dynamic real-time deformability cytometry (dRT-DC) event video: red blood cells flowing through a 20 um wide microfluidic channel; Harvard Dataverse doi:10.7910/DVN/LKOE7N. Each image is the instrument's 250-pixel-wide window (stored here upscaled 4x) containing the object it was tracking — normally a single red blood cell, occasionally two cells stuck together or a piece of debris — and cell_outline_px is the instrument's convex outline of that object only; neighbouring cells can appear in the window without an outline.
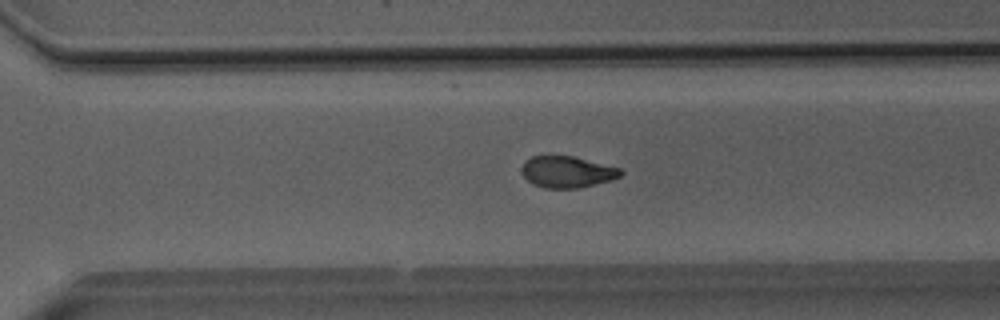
{"species": "Egyptian fruit bat (a non-hibernating species)", "species_latin": "Rousettus aegyptiacus", "temperature_condition": "room temperature", "stored_images_in_passage": 40, "camera_frame_rate_fps": 3000, "um_per_image_px": 0.085, "animal": {"sex": "male"}, "frame": {"image": 1, "passage_image": 25, "time_ms": 8.0, "image_size_px": [1000, 320], "cell_outline_px": [[624, 172], [620, 176], [612, 180], [576, 188], [544, 188], [532, 184], [524, 176], [524, 160], [532, 156], [572, 156], [620, 168]], "centroid_in_image_um": [48.22, 14.61], "position_along_channel_um": 322.4, "area_um2": 17.86}}
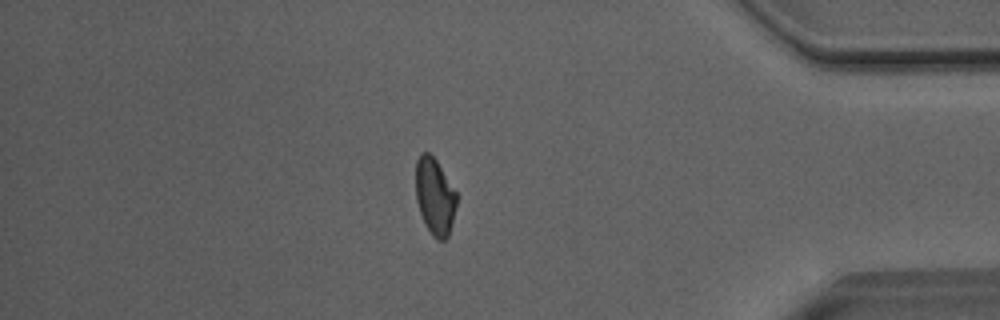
{"frame": {"image": 2, "passage_image": 33, "time_ms": 10.667, "image_size_px": [1000, 320], "cell_outline_px": [[456, 204], [452, 224], [448, 236], [444, 240], [436, 240], [432, 236], [424, 224], [416, 200], [416, 160], [420, 152], [428, 152], [436, 160], [456, 192]], "centroid_in_image_um": [36.94, 16.71], "position_along_channel_um": 398.3, "area_um2": 18.26}}
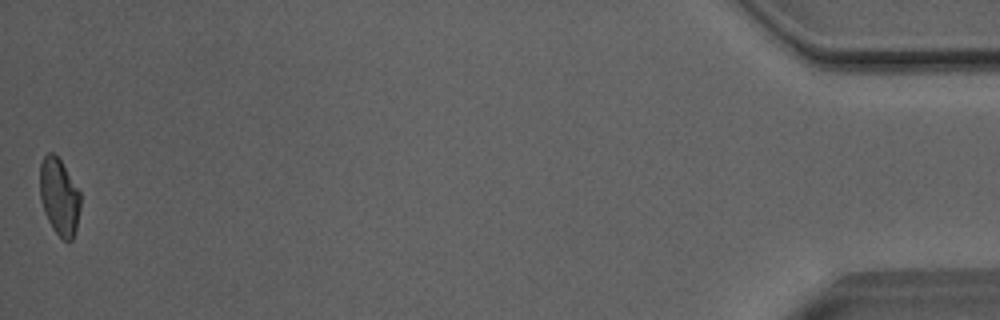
{"frame": {"image": 3, "passage_image": 40, "time_ms": 13.0, "image_size_px": [1000, 320], "cell_outline_px": [[80, 208], [76, 228], [72, 240], [64, 240], [52, 228], [44, 212], [40, 200], [40, 164], [44, 156], [48, 152], [52, 152], [60, 160], [80, 192]], "centroid_in_image_um": [5.02, 16.72], "position_along_channel_um": 430.2, "area_um2": 17.98}, "authors_computed_cell_mechanics": {"area_um2": 18.9006, "velocity_mm_per_s": 4.0806, "shape_relaxation_time_tau1_ms": null, "shape_relaxation_time_tau2_ms": 3.4232, "deformation_change_tau1": null, "deformation_change_tau2": 0.0956}}